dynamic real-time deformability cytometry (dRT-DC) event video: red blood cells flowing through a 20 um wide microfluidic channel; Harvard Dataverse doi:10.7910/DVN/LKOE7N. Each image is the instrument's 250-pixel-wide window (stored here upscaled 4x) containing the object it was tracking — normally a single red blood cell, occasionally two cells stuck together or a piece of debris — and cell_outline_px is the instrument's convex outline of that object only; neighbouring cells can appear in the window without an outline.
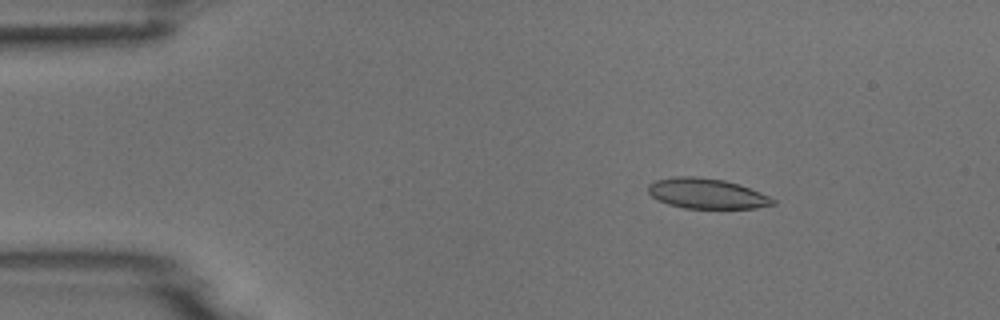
{"species": "common noctule bat (a hibernating species)", "species_latin": "Nyctalus noctula", "temperature_condition": "room temperature", "stored_images_in_passage": 5, "camera_frame_rate_fps": 3000, "um_per_image_px": 0.085, "animal": {"sex": "male", "body_mass_g": 18.8}, "frame": {"image": 1, "passage_image": 3, "time_ms": 2.333, "image_size_px": [1000, 320], "cell_outline_px": [[776, 204], [756, 208], [684, 208], [668, 204], [656, 200], [648, 192], [648, 184], [656, 180], [676, 176], [696, 176], [724, 180], [740, 184], [760, 192], [776, 200]], "centroid_in_image_um": [60.06, 16.45], "position_along_channel_um": 24.9, "area_um2": 22.08}}